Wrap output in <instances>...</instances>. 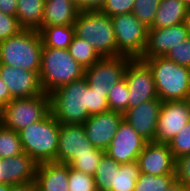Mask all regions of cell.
<instances>
[{"mask_svg":"<svg viewBox=\"0 0 190 191\" xmlns=\"http://www.w3.org/2000/svg\"><path fill=\"white\" fill-rule=\"evenodd\" d=\"M50 95V111L62 124H83L90 115L109 110L106 91L93 90L86 77L65 84Z\"/></svg>","mask_w":190,"mask_h":191,"instance_id":"1","label":"cell"},{"mask_svg":"<svg viewBox=\"0 0 190 191\" xmlns=\"http://www.w3.org/2000/svg\"><path fill=\"white\" fill-rule=\"evenodd\" d=\"M39 78L44 93L50 94L57 88L85 77L82 67L68 49L42 47Z\"/></svg>","mask_w":190,"mask_h":191,"instance_id":"2","label":"cell"},{"mask_svg":"<svg viewBox=\"0 0 190 191\" xmlns=\"http://www.w3.org/2000/svg\"><path fill=\"white\" fill-rule=\"evenodd\" d=\"M152 71L158 98L163 101L190 99V68L166 57L143 60Z\"/></svg>","mask_w":190,"mask_h":191,"instance_id":"3","label":"cell"},{"mask_svg":"<svg viewBox=\"0 0 190 191\" xmlns=\"http://www.w3.org/2000/svg\"><path fill=\"white\" fill-rule=\"evenodd\" d=\"M60 122L51 111L36 123L29 124L20 130L19 136L23 152L27 153L38 164L56 162Z\"/></svg>","mask_w":190,"mask_h":191,"instance_id":"4","label":"cell"},{"mask_svg":"<svg viewBox=\"0 0 190 191\" xmlns=\"http://www.w3.org/2000/svg\"><path fill=\"white\" fill-rule=\"evenodd\" d=\"M42 47L38 30L23 29L0 42V64L39 73Z\"/></svg>","mask_w":190,"mask_h":191,"instance_id":"5","label":"cell"},{"mask_svg":"<svg viewBox=\"0 0 190 191\" xmlns=\"http://www.w3.org/2000/svg\"><path fill=\"white\" fill-rule=\"evenodd\" d=\"M75 35L86 40L100 57L116 56V38L111 17L101 11H80Z\"/></svg>","mask_w":190,"mask_h":191,"instance_id":"6","label":"cell"},{"mask_svg":"<svg viewBox=\"0 0 190 191\" xmlns=\"http://www.w3.org/2000/svg\"><path fill=\"white\" fill-rule=\"evenodd\" d=\"M50 112V95L41 94L29 98H15L0 113V123L19 132L29 124L43 119Z\"/></svg>","mask_w":190,"mask_h":191,"instance_id":"7","label":"cell"},{"mask_svg":"<svg viewBox=\"0 0 190 191\" xmlns=\"http://www.w3.org/2000/svg\"><path fill=\"white\" fill-rule=\"evenodd\" d=\"M116 38V56L140 58L147 43L148 29L133 14L111 17Z\"/></svg>","mask_w":190,"mask_h":191,"instance_id":"8","label":"cell"},{"mask_svg":"<svg viewBox=\"0 0 190 191\" xmlns=\"http://www.w3.org/2000/svg\"><path fill=\"white\" fill-rule=\"evenodd\" d=\"M124 77L129 89V109L158 98L152 71L143 60L131 59L125 69Z\"/></svg>","mask_w":190,"mask_h":191,"instance_id":"9","label":"cell"},{"mask_svg":"<svg viewBox=\"0 0 190 191\" xmlns=\"http://www.w3.org/2000/svg\"><path fill=\"white\" fill-rule=\"evenodd\" d=\"M190 121V99L163 101L154 142L167 143Z\"/></svg>","mask_w":190,"mask_h":191,"instance_id":"10","label":"cell"},{"mask_svg":"<svg viewBox=\"0 0 190 191\" xmlns=\"http://www.w3.org/2000/svg\"><path fill=\"white\" fill-rule=\"evenodd\" d=\"M132 58L118 55L101 57L96 63L85 69L88 86L93 90L109 91L124 77L125 69Z\"/></svg>","mask_w":190,"mask_h":191,"instance_id":"11","label":"cell"},{"mask_svg":"<svg viewBox=\"0 0 190 191\" xmlns=\"http://www.w3.org/2000/svg\"><path fill=\"white\" fill-rule=\"evenodd\" d=\"M147 141L123 119L105 153L119 164L137 162Z\"/></svg>","mask_w":190,"mask_h":191,"instance_id":"12","label":"cell"},{"mask_svg":"<svg viewBox=\"0 0 190 191\" xmlns=\"http://www.w3.org/2000/svg\"><path fill=\"white\" fill-rule=\"evenodd\" d=\"M123 119V113L112 110L90 115L83 123L86 137L95 148L106 151Z\"/></svg>","mask_w":190,"mask_h":191,"instance_id":"13","label":"cell"},{"mask_svg":"<svg viewBox=\"0 0 190 191\" xmlns=\"http://www.w3.org/2000/svg\"><path fill=\"white\" fill-rule=\"evenodd\" d=\"M94 149L86 137L83 124L60 123L56 162L68 164L75 155L90 154Z\"/></svg>","mask_w":190,"mask_h":191,"instance_id":"14","label":"cell"},{"mask_svg":"<svg viewBox=\"0 0 190 191\" xmlns=\"http://www.w3.org/2000/svg\"><path fill=\"white\" fill-rule=\"evenodd\" d=\"M188 37L184 22L170 27L149 28L146 47L139 59L145 60L152 57H165L173 47Z\"/></svg>","mask_w":190,"mask_h":191,"instance_id":"15","label":"cell"},{"mask_svg":"<svg viewBox=\"0 0 190 191\" xmlns=\"http://www.w3.org/2000/svg\"><path fill=\"white\" fill-rule=\"evenodd\" d=\"M0 77L13 99L44 94L39 74L34 71L0 64Z\"/></svg>","mask_w":190,"mask_h":191,"instance_id":"16","label":"cell"},{"mask_svg":"<svg viewBox=\"0 0 190 191\" xmlns=\"http://www.w3.org/2000/svg\"><path fill=\"white\" fill-rule=\"evenodd\" d=\"M140 173L175 174V158L167 143L147 142L137 158Z\"/></svg>","mask_w":190,"mask_h":191,"instance_id":"17","label":"cell"},{"mask_svg":"<svg viewBox=\"0 0 190 191\" xmlns=\"http://www.w3.org/2000/svg\"><path fill=\"white\" fill-rule=\"evenodd\" d=\"M162 101L159 98L142 102L138 106L127 109L124 119L147 142H154Z\"/></svg>","mask_w":190,"mask_h":191,"instance_id":"18","label":"cell"},{"mask_svg":"<svg viewBox=\"0 0 190 191\" xmlns=\"http://www.w3.org/2000/svg\"><path fill=\"white\" fill-rule=\"evenodd\" d=\"M0 160L3 184L13 186L35 181L38 163L27 153Z\"/></svg>","mask_w":190,"mask_h":191,"instance_id":"19","label":"cell"},{"mask_svg":"<svg viewBox=\"0 0 190 191\" xmlns=\"http://www.w3.org/2000/svg\"><path fill=\"white\" fill-rule=\"evenodd\" d=\"M69 165L55 161L39 163L36 172L38 191H69Z\"/></svg>","mask_w":190,"mask_h":191,"instance_id":"20","label":"cell"},{"mask_svg":"<svg viewBox=\"0 0 190 191\" xmlns=\"http://www.w3.org/2000/svg\"><path fill=\"white\" fill-rule=\"evenodd\" d=\"M79 12L71 0H45L42 27L74 25Z\"/></svg>","mask_w":190,"mask_h":191,"instance_id":"21","label":"cell"},{"mask_svg":"<svg viewBox=\"0 0 190 191\" xmlns=\"http://www.w3.org/2000/svg\"><path fill=\"white\" fill-rule=\"evenodd\" d=\"M188 7L179 0H161L151 28H163L185 21Z\"/></svg>","mask_w":190,"mask_h":191,"instance_id":"22","label":"cell"},{"mask_svg":"<svg viewBox=\"0 0 190 191\" xmlns=\"http://www.w3.org/2000/svg\"><path fill=\"white\" fill-rule=\"evenodd\" d=\"M45 0H18L16 17L23 29L39 30L42 27V18Z\"/></svg>","mask_w":190,"mask_h":191,"instance_id":"23","label":"cell"},{"mask_svg":"<svg viewBox=\"0 0 190 191\" xmlns=\"http://www.w3.org/2000/svg\"><path fill=\"white\" fill-rule=\"evenodd\" d=\"M44 47L68 49L75 35L74 25L41 27L39 30Z\"/></svg>","mask_w":190,"mask_h":191,"instance_id":"24","label":"cell"},{"mask_svg":"<svg viewBox=\"0 0 190 191\" xmlns=\"http://www.w3.org/2000/svg\"><path fill=\"white\" fill-rule=\"evenodd\" d=\"M120 164L106 153L101 158L94 174L97 191H111L114 185L115 172L119 170Z\"/></svg>","mask_w":190,"mask_h":191,"instance_id":"25","label":"cell"},{"mask_svg":"<svg viewBox=\"0 0 190 191\" xmlns=\"http://www.w3.org/2000/svg\"><path fill=\"white\" fill-rule=\"evenodd\" d=\"M71 56L85 69L96 63L101 57L93 47L84 39L74 35L68 47Z\"/></svg>","mask_w":190,"mask_h":191,"instance_id":"26","label":"cell"},{"mask_svg":"<svg viewBox=\"0 0 190 191\" xmlns=\"http://www.w3.org/2000/svg\"><path fill=\"white\" fill-rule=\"evenodd\" d=\"M140 174L138 163L120 164L115 172L114 185L111 191H135V183Z\"/></svg>","mask_w":190,"mask_h":191,"instance_id":"27","label":"cell"},{"mask_svg":"<svg viewBox=\"0 0 190 191\" xmlns=\"http://www.w3.org/2000/svg\"><path fill=\"white\" fill-rule=\"evenodd\" d=\"M175 181V174L155 176L140 173L135 183V191H166Z\"/></svg>","mask_w":190,"mask_h":191,"instance_id":"28","label":"cell"},{"mask_svg":"<svg viewBox=\"0 0 190 191\" xmlns=\"http://www.w3.org/2000/svg\"><path fill=\"white\" fill-rule=\"evenodd\" d=\"M23 153L19 133L0 123V159Z\"/></svg>","mask_w":190,"mask_h":191,"instance_id":"29","label":"cell"},{"mask_svg":"<svg viewBox=\"0 0 190 191\" xmlns=\"http://www.w3.org/2000/svg\"><path fill=\"white\" fill-rule=\"evenodd\" d=\"M109 110L124 113L129 109V89L125 77L118 81L107 96Z\"/></svg>","mask_w":190,"mask_h":191,"instance_id":"30","label":"cell"},{"mask_svg":"<svg viewBox=\"0 0 190 191\" xmlns=\"http://www.w3.org/2000/svg\"><path fill=\"white\" fill-rule=\"evenodd\" d=\"M104 154V150L95 148L90 154L75 155L68 165L75 170L94 176Z\"/></svg>","mask_w":190,"mask_h":191,"instance_id":"31","label":"cell"},{"mask_svg":"<svg viewBox=\"0 0 190 191\" xmlns=\"http://www.w3.org/2000/svg\"><path fill=\"white\" fill-rule=\"evenodd\" d=\"M161 0H135L132 14L147 28H151Z\"/></svg>","mask_w":190,"mask_h":191,"instance_id":"32","label":"cell"},{"mask_svg":"<svg viewBox=\"0 0 190 191\" xmlns=\"http://www.w3.org/2000/svg\"><path fill=\"white\" fill-rule=\"evenodd\" d=\"M69 191H97L94 176L69 166Z\"/></svg>","mask_w":190,"mask_h":191,"instance_id":"33","label":"cell"},{"mask_svg":"<svg viewBox=\"0 0 190 191\" xmlns=\"http://www.w3.org/2000/svg\"><path fill=\"white\" fill-rule=\"evenodd\" d=\"M175 159L190 154V121L168 142Z\"/></svg>","mask_w":190,"mask_h":191,"instance_id":"34","label":"cell"},{"mask_svg":"<svg viewBox=\"0 0 190 191\" xmlns=\"http://www.w3.org/2000/svg\"><path fill=\"white\" fill-rule=\"evenodd\" d=\"M165 57L178 65L190 68V37L173 47Z\"/></svg>","mask_w":190,"mask_h":191,"instance_id":"35","label":"cell"},{"mask_svg":"<svg viewBox=\"0 0 190 191\" xmlns=\"http://www.w3.org/2000/svg\"><path fill=\"white\" fill-rule=\"evenodd\" d=\"M23 28L16 16L0 11V42L18 34Z\"/></svg>","mask_w":190,"mask_h":191,"instance_id":"36","label":"cell"},{"mask_svg":"<svg viewBox=\"0 0 190 191\" xmlns=\"http://www.w3.org/2000/svg\"><path fill=\"white\" fill-rule=\"evenodd\" d=\"M135 0H105L100 11L109 17L131 13Z\"/></svg>","mask_w":190,"mask_h":191,"instance_id":"37","label":"cell"},{"mask_svg":"<svg viewBox=\"0 0 190 191\" xmlns=\"http://www.w3.org/2000/svg\"><path fill=\"white\" fill-rule=\"evenodd\" d=\"M175 179L190 189V154L175 159Z\"/></svg>","mask_w":190,"mask_h":191,"instance_id":"38","label":"cell"},{"mask_svg":"<svg viewBox=\"0 0 190 191\" xmlns=\"http://www.w3.org/2000/svg\"><path fill=\"white\" fill-rule=\"evenodd\" d=\"M17 1L18 0H0V11L8 15L16 16Z\"/></svg>","mask_w":190,"mask_h":191,"instance_id":"39","label":"cell"},{"mask_svg":"<svg viewBox=\"0 0 190 191\" xmlns=\"http://www.w3.org/2000/svg\"><path fill=\"white\" fill-rule=\"evenodd\" d=\"M12 99L13 98L10 96L8 87L6 86V84L3 82V80L0 77V111Z\"/></svg>","mask_w":190,"mask_h":191,"instance_id":"40","label":"cell"},{"mask_svg":"<svg viewBox=\"0 0 190 191\" xmlns=\"http://www.w3.org/2000/svg\"><path fill=\"white\" fill-rule=\"evenodd\" d=\"M10 191H38L36 182H29L24 184L13 185L10 187Z\"/></svg>","mask_w":190,"mask_h":191,"instance_id":"41","label":"cell"},{"mask_svg":"<svg viewBox=\"0 0 190 191\" xmlns=\"http://www.w3.org/2000/svg\"><path fill=\"white\" fill-rule=\"evenodd\" d=\"M105 0H88V11H100Z\"/></svg>","mask_w":190,"mask_h":191,"instance_id":"42","label":"cell"},{"mask_svg":"<svg viewBox=\"0 0 190 191\" xmlns=\"http://www.w3.org/2000/svg\"><path fill=\"white\" fill-rule=\"evenodd\" d=\"M79 11H88V0H71Z\"/></svg>","mask_w":190,"mask_h":191,"instance_id":"43","label":"cell"},{"mask_svg":"<svg viewBox=\"0 0 190 191\" xmlns=\"http://www.w3.org/2000/svg\"><path fill=\"white\" fill-rule=\"evenodd\" d=\"M166 191H190L184 184L175 181Z\"/></svg>","mask_w":190,"mask_h":191,"instance_id":"44","label":"cell"},{"mask_svg":"<svg viewBox=\"0 0 190 191\" xmlns=\"http://www.w3.org/2000/svg\"><path fill=\"white\" fill-rule=\"evenodd\" d=\"M184 23L187 28L188 36L190 37V8L188 9V12L186 14Z\"/></svg>","mask_w":190,"mask_h":191,"instance_id":"45","label":"cell"},{"mask_svg":"<svg viewBox=\"0 0 190 191\" xmlns=\"http://www.w3.org/2000/svg\"><path fill=\"white\" fill-rule=\"evenodd\" d=\"M10 185L0 183V191H10Z\"/></svg>","mask_w":190,"mask_h":191,"instance_id":"46","label":"cell"},{"mask_svg":"<svg viewBox=\"0 0 190 191\" xmlns=\"http://www.w3.org/2000/svg\"><path fill=\"white\" fill-rule=\"evenodd\" d=\"M181 1L183 4H185L188 8H190V0H179Z\"/></svg>","mask_w":190,"mask_h":191,"instance_id":"47","label":"cell"},{"mask_svg":"<svg viewBox=\"0 0 190 191\" xmlns=\"http://www.w3.org/2000/svg\"><path fill=\"white\" fill-rule=\"evenodd\" d=\"M0 183H2V161L0 160Z\"/></svg>","mask_w":190,"mask_h":191,"instance_id":"48","label":"cell"}]
</instances>
